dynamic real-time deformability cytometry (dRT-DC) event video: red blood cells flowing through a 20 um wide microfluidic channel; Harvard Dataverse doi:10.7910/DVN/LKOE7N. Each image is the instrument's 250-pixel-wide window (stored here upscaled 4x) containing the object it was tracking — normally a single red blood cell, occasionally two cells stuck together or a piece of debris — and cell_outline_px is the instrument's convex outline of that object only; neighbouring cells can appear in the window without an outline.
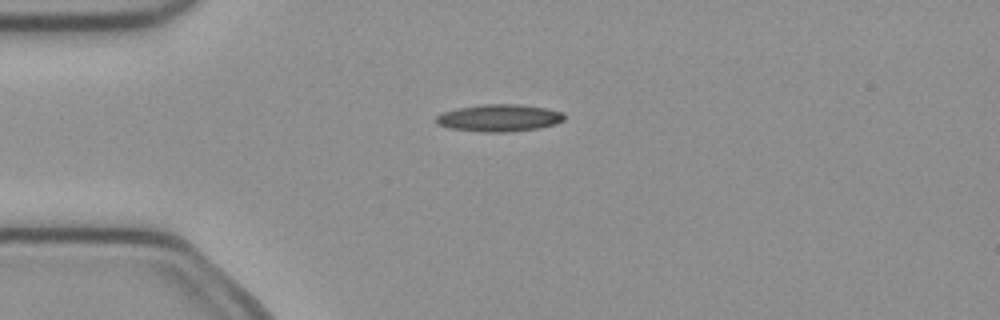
{"species": "common noctule bat (a hibernating species)", "species_latin": "Nyctalus noctula", "temperature_condition": "cold", "stored_images_in_passage": 6, "camera_frame_rate_fps": 3000, "um_per_image_px": 0.085, "animal": {"sex": "female", "body_mass_g": 21.9}, "frame": {"image": 1, "passage_image": 3, "time_ms": 0.667, "image_size_px": [1000, 320], "cell_outline_px": [[564, 120], [556, 124], [540, 128], [508, 132], [484, 132], [448, 128], [436, 124], [432, 120], [436, 116], [444, 112], [456, 108], [480, 104], [520, 104], [544, 108], [564, 112]], "centroid_in_image_um": [42.4, 10.02], "position_along_channel_um": 42.6, "area_um2": 20.58}}
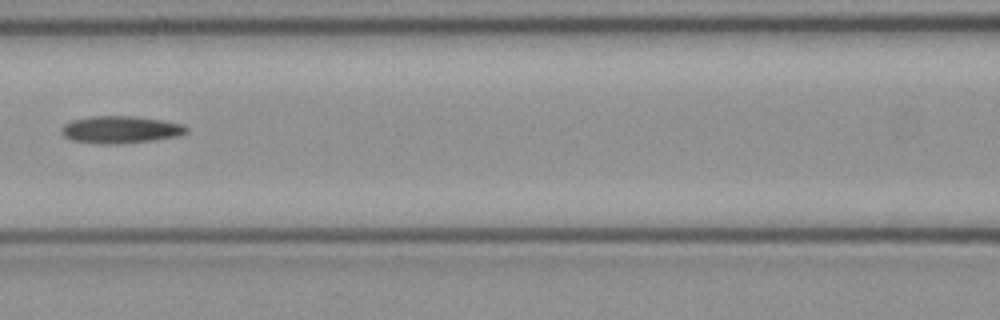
{"frame": {"image": 2, "passage_image": 6, "time_ms": 1.667, "image_size_px": [1000, 320], "cell_outline_px": [[188, 132], [180, 136], [152, 140], [116, 144], [104, 144], [72, 140], [64, 136], [60, 132], [60, 128], [64, 124], [72, 120], [92, 116], [132, 116], [164, 120], [184, 124], [188, 128]], "centroid_in_image_um": [10.26, 11.01], "position_along_channel_um": 156.3, "area_um2": 19.94}}